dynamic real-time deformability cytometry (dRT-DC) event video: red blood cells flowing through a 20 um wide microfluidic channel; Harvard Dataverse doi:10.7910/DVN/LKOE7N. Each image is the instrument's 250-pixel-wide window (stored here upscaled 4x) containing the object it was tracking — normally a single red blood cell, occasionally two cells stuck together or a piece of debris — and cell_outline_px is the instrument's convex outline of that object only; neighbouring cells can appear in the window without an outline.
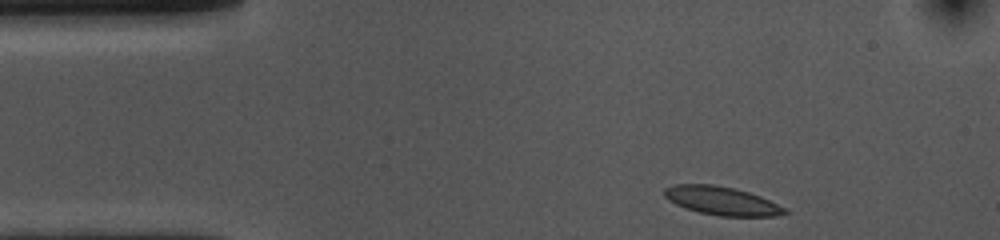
{"species": "common noctule bat (a hibernating species)", "species_latin": "Nyctalus noctula", "temperature_condition": "cold", "stored_images_in_passage": 37, "camera_frame_rate_fps": 3000, "um_per_image_px": 0.085, "animal": {"sex": "female", "body_mass_g": 10.0, "forearm_length_mm": 53.1}, "frame": {"image": 1, "passage_image": 1, "time_ms": 0.0, "image_size_px": [1000, 240], "cell_outline_px": [[788, 212], [776, 216], [720, 216], [700, 212], [676, 204], [668, 200], [664, 196], [664, 188], [676, 184], [712, 184], [732, 188], [748, 192], [760, 196], [784, 208]], "centroid_in_image_um": [61.31, 17.06], "position_along_channel_um": 23.7, "area_um2": 19.59}}
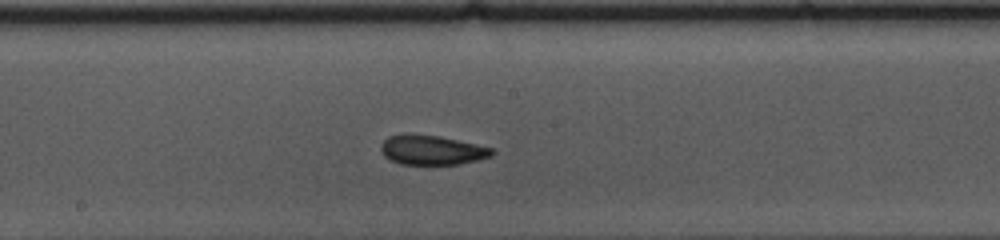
{"frame": {"image": 2, "passage_image": 21, "time_ms": 6.667, "image_size_px": [1000, 240], "cell_outline_px": [[496, 152], [492, 156], [460, 164], [400, 164], [384, 156], [380, 152], [380, 144], [388, 136], [440, 136], [492, 148]], "centroid_in_image_um": [36.73, 12.78], "position_along_channel_um": 211.5, "area_um2": 18.61}}
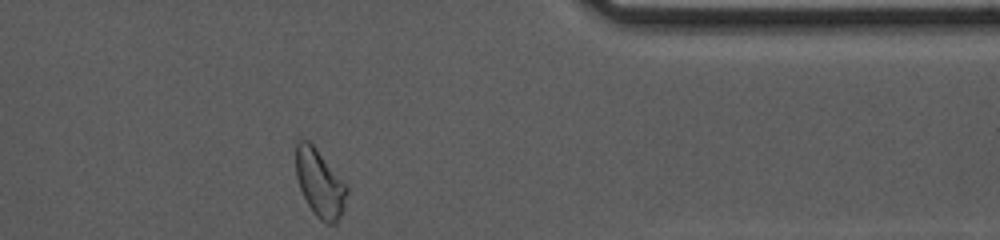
{"frame": {"image": 3, "passage_image": 37, "time_ms": 12.0, "image_size_px": [1000, 240], "cell_outline_px": [[348, 192], [344, 208], [336, 224], [328, 224], [320, 220], [312, 212], [300, 188], [296, 176], [296, 140], [308, 140], [316, 148], [348, 184]], "centroid_in_image_um": [27.21, 15.58], "position_along_channel_um": 384.2, "area_um2": 20.29}, "authors_computed_cell_mechanics": {"area_um2": 19.7676, "velocity_mm_per_s": 3.622, "shape_relaxation_time_tau1_ms": 4.8738, "shape_relaxation_time_tau2_ms": 4.4004, "deformation_change_tau1": 0.1076, "deformation_change_tau2": 0.0786}}